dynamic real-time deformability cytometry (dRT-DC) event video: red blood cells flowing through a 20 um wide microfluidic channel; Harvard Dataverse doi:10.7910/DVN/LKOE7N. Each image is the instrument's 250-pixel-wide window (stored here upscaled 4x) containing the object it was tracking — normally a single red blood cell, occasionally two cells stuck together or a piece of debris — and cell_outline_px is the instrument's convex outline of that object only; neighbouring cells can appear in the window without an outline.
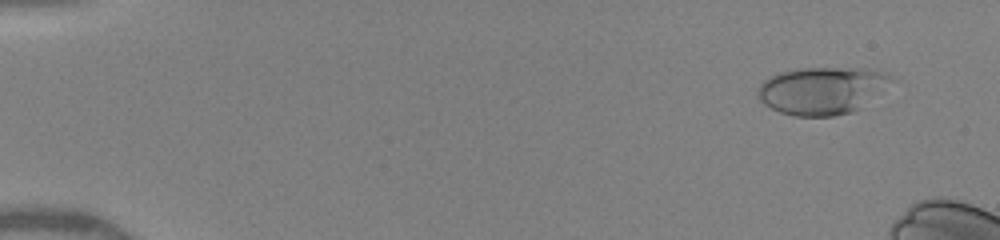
{"species": "human", "species_latin": "Homo sapiens", "temperature_condition": "warm", "stored_images_in_passage": 14, "camera_frame_rate_fps": 3000, "um_per_image_px": 0.085, "donor": {"sex": "female"}, "frame": {"image": 1, "passage_image": 4, "time_ms": 1.0, "image_size_px": [1000, 240], "cell_outline_px": [[892, 80], [860, 108], [852, 112], [836, 116], [792, 116], [780, 112], [764, 104], [760, 100], [756, 92], [760, 84], [764, 80], [780, 72], [804, 68], [868, 68], [892, 76]], "centroid_in_image_um": [69.82, 7.7], "position_along_channel_um": 15.2, "area_um2": 36.47}}